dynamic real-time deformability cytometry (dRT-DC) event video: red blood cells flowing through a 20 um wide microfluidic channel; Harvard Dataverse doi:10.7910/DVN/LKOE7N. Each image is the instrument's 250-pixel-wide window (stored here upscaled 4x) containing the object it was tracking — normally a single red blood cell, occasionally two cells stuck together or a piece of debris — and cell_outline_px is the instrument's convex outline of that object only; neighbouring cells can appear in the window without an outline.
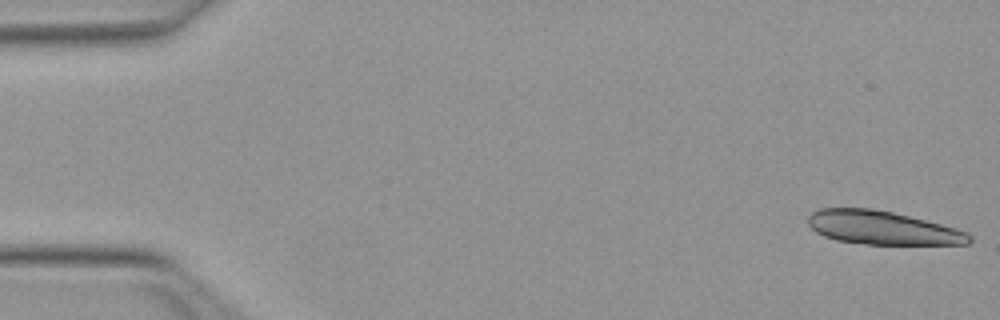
{"species": "Egyptian fruit bat (a non-hibernating species)", "species_latin": "Rousettus aegyptiacus", "temperature_condition": "warm", "stored_images_in_passage": 11, "camera_frame_rate_fps": 3000, "um_per_image_px": 0.085, "animal": {"sex": "female"}, "frame": {"image": 1, "passage_image": 1, "time_ms": 0.0, "image_size_px": [1000, 320], "cell_outline_px": [[972, 240], [968, 244], [868, 244], [836, 240], [824, 236], [816, 232], [808, 224], [808, 216], [812, 212], [820, 208], [868, 208], [892, 212], [940, 224], [968, 232], [972, 236]], "centroid_in_image_um": [74.98, 19.36], "position_along_channel_um": 10.0, "area_um2": 31.21}}